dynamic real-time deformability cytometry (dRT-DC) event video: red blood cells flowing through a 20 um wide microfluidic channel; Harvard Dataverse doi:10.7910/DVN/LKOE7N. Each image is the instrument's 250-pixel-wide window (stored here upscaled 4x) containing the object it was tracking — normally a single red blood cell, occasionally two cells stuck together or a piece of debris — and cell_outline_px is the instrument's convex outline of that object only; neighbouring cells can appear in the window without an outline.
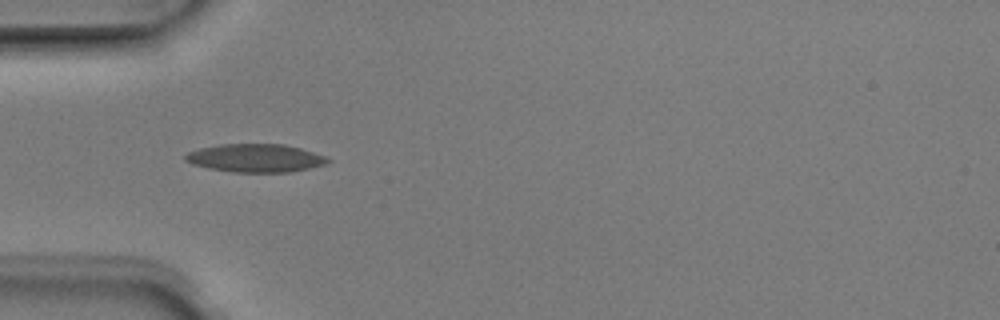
{"species": "Egyptian fruit bat (a non-hibernating species)", "species_latin": "Rousettus aegyptiacus", "temperature_condition": "room temperature", "stored_images_in_passage": 4, "camera_frame_rate_fps": 3000, "um_per_image_px": 0.085, "animal": {"sex": "male"}, "frame": {"image": 1, "passage_image": 2, "time_ms": 0.333, "image_size_px": [1000, 320], "cell_outline_px": [[332, 160], [324, 164], [308, 168], [288, 172], [232, 172], [208, 168], [192, 164], [184, 160], [184, 156], [188, 152], [200, 148], [220, 144], [284, 144], [300, 148], [328, 156]], "centroid_in_image_um": [21.71, 13.43], "position_along_channel_um": 63.3, "area_um2": 23.41}}
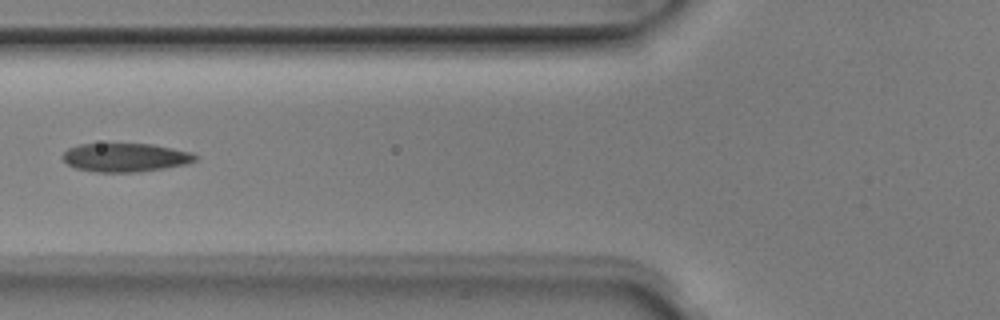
{"frame": {"image": 2, "passage_image": 3, "time_ms": 0.667, "image_size_px": [1000, 320], "cell_outline_px": [[200, 156], [196, 160], [188, 164], [140, 172], [96, 172], [76, 168], [68, 164], [60, 156], [68, 148], [80, 144], [152, 144], [192, 152]], "centroid_in_image_um": [10.69, 13.39], "position_along_channel_um": 115.1, "area_um2": 22.25}}
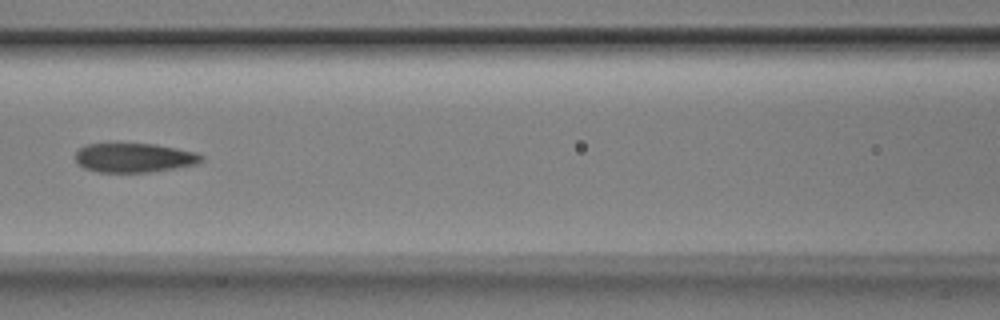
{"frame": {"image": 3, "passage_image": 4, "time_ms": 1.0, "image_size_px": [1000, 320], "cell_outline_px": [[204, 160], [196, 164], [176, 168], [152, 172], [96, 172], [84, 168], [76, 164], [76, 152], [84, 144], [156, 144], [196, 152], [204, 156]], "centroid_in_image_um": [11.41, 13.41], "position_along_channel_um": 155.2, "area_um2": 21.62}}